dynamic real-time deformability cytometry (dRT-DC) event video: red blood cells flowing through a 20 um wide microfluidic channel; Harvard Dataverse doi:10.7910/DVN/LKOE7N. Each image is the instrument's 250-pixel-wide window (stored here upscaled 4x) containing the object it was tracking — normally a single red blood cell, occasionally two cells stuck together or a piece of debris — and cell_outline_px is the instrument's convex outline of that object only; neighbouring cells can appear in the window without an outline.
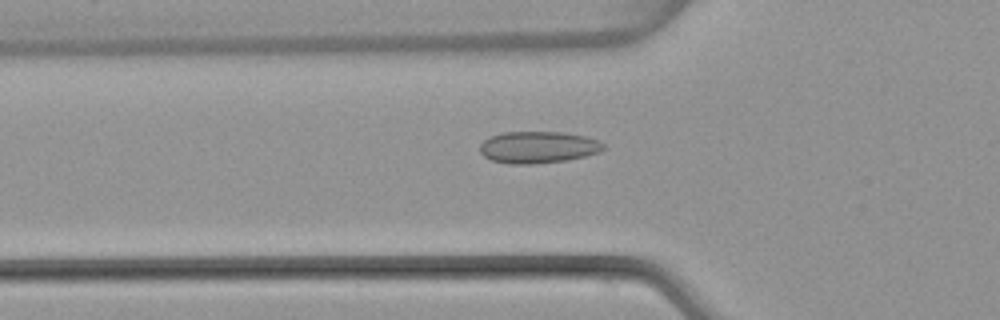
{"species": "common noctule bat (a hibernating species)", "species_latin": "Nyctalus noctula", "temperature_condition": "warm", "stored_images_in_passage": 50, "camera_frame_rate_fps": 3000, "um_per_image_px": 0.085, "animal": {"sex": "female", "body_mass_g": 22.7, "forearm_length_mm": 54.2}, "frame": {"image": 1, "passage_image": 17, "time_ms": 5.333, "image_size_px": [1000, 320], "cell_outline_px": [[604, 148], [600, 152], [568, 160], [532, 164], [508, 164], [492, 160], [484, 156], [480, 152], [480, 144], [484, 140], [492, 136], [504, 132], [564, 132], [584, 136], [600, 140], [604, 144]], "centroid_in_image_um": [45.75, 12.52], "position_along_channel_um": 80.0, "area_um2": 22.95}}
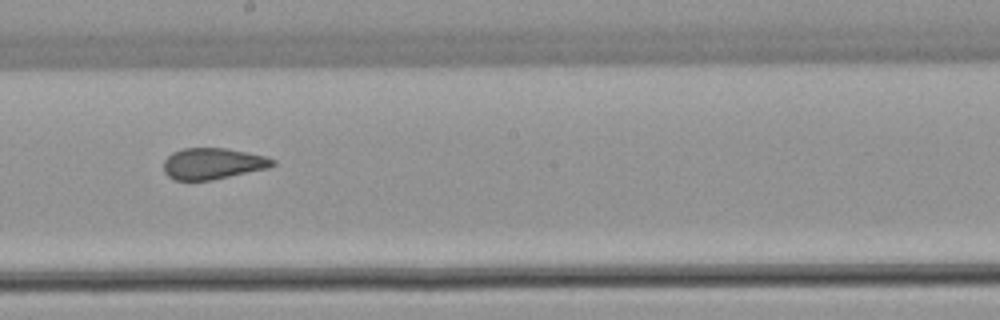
{"frame": {"image": 2, "passage_image": 28, "time_ms": 9.0, "image_size_px": [1000, 320], "cell_outline_px": [[276, 164], [268, 168], [212, 180], [176, 180], [168, 176], [164, 172], [164, 160], [172, 152], [184, 148], [228, 148], [264, 156], [276, 160]], "centroid_in_image_um": [18.09, 13.9], "position_along_channel_um": 230.1, "area_um2": 19.83}}
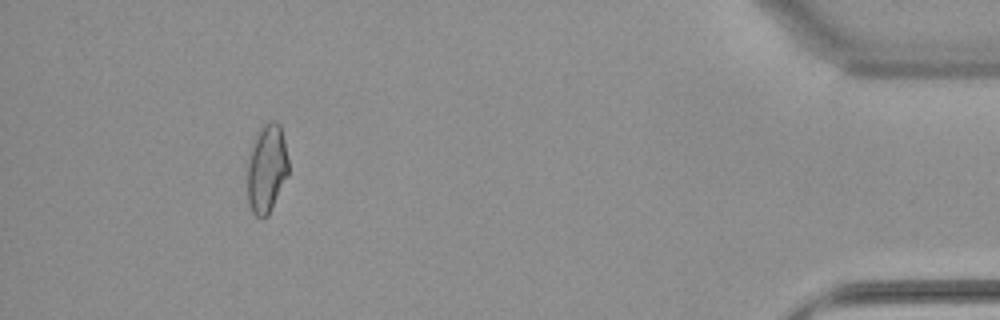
{"frame": {"image": 3, "passage_image": 46, "time_ms": 15.0, "image_size_px": [1000, 320], "cell_outline_px": [[288, 172], [268, 216], [264, 220], [260, 220], [252, 212], [248, 204], [248, 152], [256, 132], [264, 124], [272, 120], [280, 124], [284, 140], [288, 160]], "centroid_in_image_um": [22.64, 14.33], "position_along_channel_um": 412.6, "area_um2": 21.33}, "authors_computed_cell_mechanics": {"area_um2": 21.1837, "velocity_mm_per_s": 4.0807, "shape_relaxation_time_tau1_ms": null, "shape_relaxation_time_tau2_ms": 1.0374, "deformation_change_tau1": null, "deformation_change_tau2": 0.0654}}